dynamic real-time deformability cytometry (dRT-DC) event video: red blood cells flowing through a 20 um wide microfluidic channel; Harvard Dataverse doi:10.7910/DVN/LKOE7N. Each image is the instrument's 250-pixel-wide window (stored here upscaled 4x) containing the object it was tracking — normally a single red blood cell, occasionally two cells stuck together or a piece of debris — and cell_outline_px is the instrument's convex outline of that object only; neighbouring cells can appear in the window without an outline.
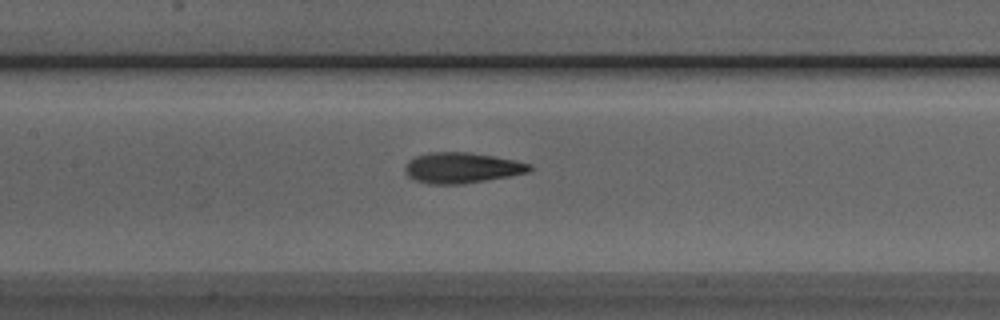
{"species": "Egyptian fruit bat (a non-hibernating species)", "species_latin": "Rousettus aegyptiacus", "temperature_condition": "room temperature", "stored_images_in_passage": 28, "camera_frame_rate_fps": 3000, "um_per_image_px": 0.085, "animal": {"sex": "male"}, "frame": {"image": 1, "passage_image": 9, "time_ms": 2.667, "image_size_px": [1000, 320], "cell_outline_px": [[532, 168], [528, 172], [508, 176], [460, 184], [428, 184], [416, 180], [408, 176], [404, 172], [404, 164], [408, 160], [416, 156], [428, 152], [468, 152], [492, 156], [532, 164]], "centroid_in_image_um": [39.18, 14.26], "position_along_channel_um": 168.2, "area_um2": 22.08}}
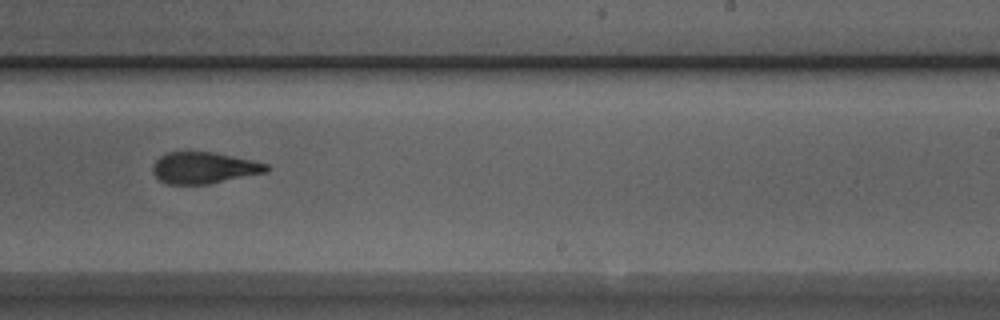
{"frame": {"image": 2, "passage_image": 17, "time_ms": 5.333, "image_size_px": [1000, 320], "cell_outline_px": [[272, 168], [268, 172], [208, 184], [168, 184], [160, 180], [152, 172], [152, 164], [160, 156], [168, 152], [212, 152], [252, 160], [268, 164]], "centroid_in_image_um": [17.35, 14.27], "position_along_channel_um": 271.6, "area_um2": 20.87}}
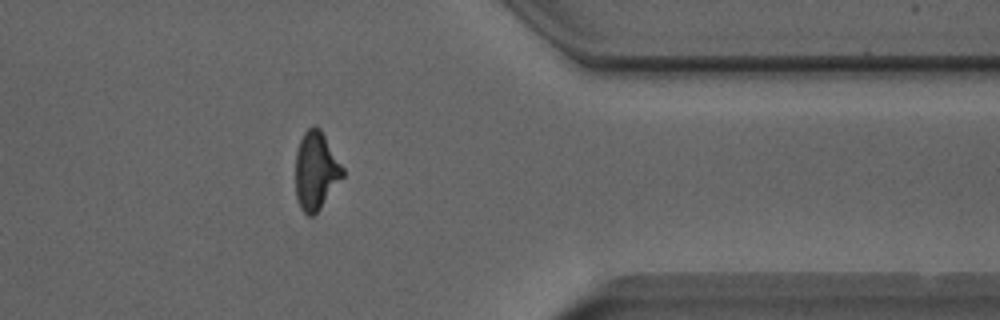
{"frame": {"image": 3, "passage_image": 27, "time_ms": 8.667, "image_size_px": [1000, 320], "cell_outline_px": [[344, 176], [320, 208], [312, 216], [308, 216], [300, 208], [296, 196], [296, 152], [300, 140], [304, 132], [312, 124], [316, 124], [320, 128], [344, 168]], "centroid_in_image_um": [26.85, 14.48], "position_along_channel_um": 384.5, "area_um2": 21.44}}